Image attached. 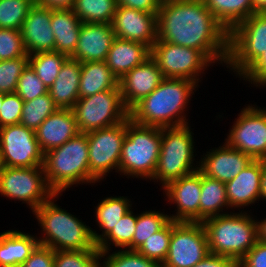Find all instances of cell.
<instances>
[{"mask_svg":"<svg viewBox=\"0 0 266 267\" xmlns=\"http://www.w3.org/2000/svg\"><path fill=\"white\" fill-rule=\"evenodd\" d=\"M157 41L199 50L212 63H227L229 32L203 0H162L157 13Z\"/></svg>","mask_w":266,"mask_h":267,"instance_id":"1","label":"cell"},{"mask_svg":"<svg viewBox=\"0 0 266 267\" xmlns=\"http://www.w3.org/2000/svg\"><path fill=\"white\" fill-rule=\"evenodd\" d=\"M196 84L184 78H164L153 92L129 110L130 119L140 125L160 128L187 125L184 109Z\"/></svg>","mask_w":266,"mask_h":267,"instance_id":"2","label":"cell"},{"mask_svg":"<svg viewBox=\"0 0 266 267\" xmlns=\"http://www.w3.org/2000/svg\"><path fill=\"white\" fill-rule=\"evenodd\" d=\"M210 253L238 263L258 240L257 221L249 214L222 213L202 222Z\"/></svg>","mask_w":266,"mask_h":267,"instance_id":"3","label":"cell"},{"mask_svg":"<svg viewBox=\"0 0 266 267\" xmlns=\"http://www.w3.org/2000/svg\"><path fill=\"white\" fill-rule=\"evenodd\" d=\"M58 195L52 196L33 212L46 236L38 239L39 244L54 251L97 249L92 228L54 204L53 199Z\"/></svg>","mask_w":266,"mask_h":267,"instance_id":"4","label":"cell"},{"mask_svg":"<svg viewBox=\"0 0 266 267\" xmlns=\"http://www.w3.org/2000/svg\"><path fill=\"white\" fill-rule=\"evenodd\" d=\"M44 173L55 194L74 184L89 183L87 133H79L62 146L44 154Z\"/></svg>","mask_w":266,"mask_h":267,"instance_id":"5","label":"cell"},{"mask_svg":"<svg viewBox=\"0 0 266 267\" xmlns=\"http://www.w3.org/2000/svg\"><path fill=\"white\" fill-rule=\"evenodd\" d=\"M161 149V128L126 123V137L123 142L119 171L132 177H152L155 173Z\"/></svg>","mask_w":266,"mask_h":267,"instance_id":"6","label":"cell"},{"mask_svg":"<svg viewBox=\"0 0 266 267\" xmlns=\"http://www.w3.org/2000/svg\"><path fill=\"white\" fill-rule=\"evenodd\" d=\"M188 124L161 128V149L153 180L164 187L170 181L189 175L199 167L192 166L194 141Z\"/></svg>","mask_w":266,"mask_h":267,"instance_id":"7","label":"cell"},{"mask_svg":"<svg viewBox=\"0 0 266 267\" xmlns=\"http://www.w3.org/2000/svg\"><path fill=\"white\" fill-rule=\"evenodd\" d=\"M72 110L80 133L111 127L129 117L120 87L79 98Z\"/></svg>","mask_w":266,"mask_h":267,"instance_id":"8","label":"cell"},{"mask_svg":"<svg viewBox=\"0 0 266 267\" xmlns=\"http://www.w3.org/2000/svg\"><path fill=\"white\" fill-rule=\"evenodd\" d=\"M266 51V12H255L229 32L226 65L240 76Z\"/></svg>","mask_w":266,"mask_h":267,"instance_id":"9","label":"cell"},{"mask_svg":"<svg viewBox=\"0 0 266 267\" xmlns=\"http://www.w3.org/2000/svg\"><path fill=\"white\" fill-rule=\"evenodd\" d=\"M87 132L89 156V183L104 179L111 169L119 171L120 156L126 137V123Z\"/></svg>","mask_w":266,"mask_h":267,"instance_id":"10","label":"cell"},{"mask_svg":"<svg viewBox=\"0 0 266 267\" xmlns=\"http://www.w3.org/2000/svg\"><path fill=\"white\" fill-rule=\"evenodd\" d=\"M0 194L24 201L34 212L55 195L48 186L43 166L4 167L0 172Z\"/></svg>","mask_w":266,"mask_h":267,"instance_id":"11","label":"cell"},{"mask_svg":"<svg viewBox=\"0 0 266 267\" xmlns=\"http://www.w3.org/2000/svg\"><path fill=\"white\" fill-rule=\"evenodd\" d=\"M209 253L202 222L171 220L169 251L161 267H194Z\"/></svg>","mask_w":266,"mask_h":267,"instance_id":"12","label":"cell"},{"mask_svg":"<svg viewBox=\"0 0 266 267\" xmlns=\"http://www.w3.org/2000/svg\"><path fill=\"white\" fill-rule=\"evenodd\" d=\"M151 57L164 78H184L197 83L202 71L212 63L199 50L166 41L155 42L151 48Z\"/></svg>","mask_w":266,"mask_h":267,"instance_id":"13","label":"cell"},{"mask_svg":"<svg viewBox=\"0 0 266 267\" xmlns=\"http://www.w3.org/2000/svg\"><path fill=\"white\" fill-rule=\"evenodd\" d=\"M238 116L226 143L254 160L266 161V109L250 105Z\"/></svg>","mask_w":266,"mask_h":267,"instance_id":"14","label":"cell"},{"mask_svg":"<svg viewBox=\"0 0 266 267\" xmlns=\"http://www.w3.org/2000/svg\"><path fill=\"white\" fill-rule=\"evenodd\" d=\"M0 148L6 167L29 168L43 166L41 151L35 131L21 124L0 128Z\"/></svg>","mask_w":266,"mask_h":267,"instance_id":"15","label":"cell"},{"mask_svg":"<svg viewBox=\"0 0 266 267\" xmlns=\"http://www.w3.org/2000/svg\"><path fill=\"white\" fill-rule=\"evenodd\" d=\"M111 24L117 38L140 42L150 49L157 41V13L117 6Z\"/></svg>","mask_w":266,"mask_h":267,"instance_id":"16","label":"cell"},{"mask_svg":"<svg viewBox=\"0 0 266 267\" xmlns=\"http://www.w3.org/2000/svg\"><path fill=\"white\" fill-rule=\"evenodd\" d=\"M166 197L177 204V212L170 215L176 222H199L201 171L170 181L163 187Z\"/></svg>","mask_w":266,"mask_h":267,"instance_id":"17","label":"cell"},{"mask_svg":"<svg viewBox=\"0 0 266 267\" xmlns=\"http://www.w3.org/2000/svg\"><path fill=\"white\" fill-rule=\"evenodd\" d=\"M164 79L156 61L150 56L119 80L122 101L130 110L141 99L153 92Z\"/></svg>","mask_w":266,"mask_h":267,"instance_id":"18","label":"cell"},{"mask_svg":"<svg viewBox=\"0 0 266 267\" xmlns=\"http://www.w3.org/2000/svg\"><path fill=\"white\" fill-rule=\"evenodd\" d=\"M115 38L112 24L82 22L78 42L70 58L81 63L106 61Z\"/></svg>","mask_w":266,"mask_h":267,"instance_id":"19","label":"cell"},{"mask_svg":"<svg viewBox=\"0 0 266 267\" xmlns=\"http://www.w3.org/2000/svg\"><path fill=\"white\" fill-rule=\"evenodd\" d=\"M254 159L238 149L230 147L226 142L216 150L207 152L198 166L206 176L227 183L234 179Z\"/></svg>","mask_w":266,"mask_h":267,"instance_id":"20","label":"cell"},{"mask_svg":"<svg viewBox=\"0 0 266 267\" xmlns=\"http://www.w3.org/2000/svg\"><path fill=\"white\" fill-rule=\"evenodd\" d=\"M21 34L28 55L55 51L51 9L34 4L24 19Z\"/></svg>","mask_w":266,"mask_h":267,"instance_id":"21","label":"cell"},{"mask_svg":"<svg viewBox=\"0 0 266 267\" xmlns=\"http://www.w3.org/2000/svg\"><path fill=\"white\" fill-rule=\"evenodd\" d=\"M79 133L72 109H58L35 130L36 139L44 154L55 147L62 146Z\"/></svg>","mask_w":266,"mask_h":267,"instance_id":"22","label":"cell"},{"mask_svg":"<svg viewBox=\"0 0 266 267\" xmlns=\"http://www.w3.org/2000/svg\"><path fill=\"white\" fill-rule=\"evenodd\" d=\"M264 160H253L234 179L227 182L226 193L231 209L249 206L260 199V181Z\"/></svg>","mask_w":266,"mask_h":267,"instance_id":"23","label":"cell"},{"mask_svg":"<svg viewBox=\"0 0 266 267\" xmlns=\"http://www.w3.org/2000/svg\"><path fill=\"white\" fill-rule=\"evenodd\" d=\"M151 56V49L143 43L115 38L106 58V64L120 80L134 67Z\"/></svg>","mask_w":266,"mask_h":267,"instance_id":"24","label":"cell"},{"mask_svg":"<svg viewBox=\"0 0 266 267\" xmlns=\"http://www.w3.org/2000/svg\"><path fill=\"white\" fill-rule=\"evenodd\" d=\"M80 74L81 62L69 57L48 89L50 97L59 109H72L78 101Z\"/></svg>","mask_w":266,"mask_h":267,"instance_id":"25","label":"cell"},{"mask_svg":"<svg viewBox=\"0 0 266 267\" xmlns=\"http://www.w3.org/2000/svg\"><path fill=\"white\" fill-rule=\"evenodd\" d=\"M39 244L38 238L17 230L0 233V267H19Z\"/></svg>","mask_w":266,"mask_h":267,"instance_id":"26","label":"cell"},{"mask_svg":"<svg viewBox=\"0 0 266 267\" xmlns=\"http://www.w3.org/2000/svg\"><path fill=\"white\" fill-rule=\"evenodd\" d=\"M82 22L73 9H51V29L55 37V51L71 56L76 48Z\"/></svg>","mask_w":266,"mask_h":267,"instance_id":"27","label":"cell"},{"mask_svg":"<svg viewBox=\"0 0 266 267\" xmlns=\"http://www.w3.org/2000/svg\"><path fill=\"white\" fill-rule=\"evenodd\" d=\"M119 87V80L105 61L81 63L79 98Z\"/></svg>","mask_w":266,"mask_h":267,"instance_id":"28","label":"cell"},{"mask_svg":"<svg viewBox=\"0 0 266 267\" xmlns=\"http://www.w3.org/2000/svg\"><path fill=\"white\" fill-rule=\"evenodd\" d=\"M203 2L228 32L254 13L252 0H203Z\"/></svg>","mask_w":266,"mask_h":267,"instance_id":"29","label":"cell"},{"mask_svg":"<svg viewBox=\"0 0 266 267\" xmlns=\"http://www.w3.org/2000/svg\"><path fill=\"white\" fill-rule=\"evenodd\" d=\"M223 207H229L225 183L212 179L201 172L199 222L221 215L219 212H223Z\"/></svg>","mask_w":266,"mask_h":267,"instance_id":"30","label":"cell"},{"mask_svg":"<svg viewBox=\"0 0 266 267\" xmlns=\"http://www.w3.org/2000/svg\"><path fill=\"white\" fill-rule=\"evenodd\" d=\"M131 201L127 197H107L102 200L96 207V222L100 229H103L102 234L92 230L93 240L97 245L118 223V221L131 208Z\"/></svg>","mask_w":266,"mask_h":267,"instance_id":"31","label":"cell"},{"mask_svg":"<svg viewBox=\"0 0 266 267\" xmlns=\"http://www.w3.org/2000/svg\"><path fill=\"white\" fill-rule=\"evenodd\" d=\"M117 0H75L73 11L81 22L111 24Z\"/></svg>","mask_w":266,"mask_h":267,"instance_id":"32","label":"cell"},{"mask_svg":"<svg viewBox=\"0 0 266 267\" xmlns=\"http://www.w3.org/2000/svg\"><path fill=\"white\" fill-rule=\"evenodd\" d=\"M68 58L69 56L66 54L56 51L41 52L29 55V65L46 88L49 89Z\"/></svg>","mask_w":266,"mask_h":267,"instance_id":"33","label":"cell"},{"mask_svg":"<svg viewBox=\"0 0 266 267\" xmlns=\"http://www.w3.org/2000/svg\"><path fill=\"white\" fill-rule=\"evenodd\" d=\"M136 223L137 215H134L131 210L127 211L115 227L97 244V249L100 252L110 251L111 247L109 246L112 243L115 247L132 250V239Z\"/></svg>","mask_w":266,"mask_h":267,"instance_id":"34","label":"cell"},{"mask_svg":"<svg viewBox=\"0 0 266 267\" xmlns=\"http://www.w3.org/2000/svg\"><path fill=\"white\" fill-rule=\"evenodd\" d=\"M59 107L54 103L49 93L24 102L20 124L35 131Z\"/></svg>","mask_w":266,"mask_h":267,"instance_id":"35","label":"cell"},{"mask_svg":"<svg viewBox=\"0 0 266 267\" xmlns=\"http://www.w3.org/2000/svg\"><path fill=\"white\" fill-rule=\"evenodd\" d=\"M171 221L169 215L159 211H145L137 215L135 233L132 239V251H136L147 238L163 229Z\"/></svg>","mask_w":266,"mask_h":267,"instance_id":"36","label":"cell"},{"mask_svg":"<svg viewBox=\"0 0 266 267\" xmlns=\"http://www.w3.org/2000/svg\"><path fill=\"white\" fill-rule=\"evenodd\" d=\"M34 0H0V28L21 30Z\"/></svg>","mask_w":266,"mask_h":267,"instance_id":"37","label":"cell"},{"mask_svg":"<svg viewBox=\"0 0 266 267\" xmlns=\"http://www.w3.org/2000/svg\"><path fill=\"white\" fill-rule=\"evenodd\" d=\"M99 259L98 249L54 251V267H101Z\"/></svg>","mask_w":266,"mask_h":267,"instance_id":"38","label":"cell"},{"mask_svg":"<svg viewBox=\"0 0 266 267\" xmlns=\"http://www.w3.org/2000/svg\"><path fill=\"white\" fill-rule=\"evenodd\" d=\"M170 240L171 221L163 229L152 234L150 238H147L136 251L162 265L169 251Z\"/></svg>","mask_w":266,"mask_h":267,"instance_id":"39","label":"cell"},{"mask_svg":"<svg viewBox=\"0 0 266 267\" xmlns=\"http://www.w3.org/2000/svg\"><path fill=\"white\" fill-rule=\"evenodd\" d=\"M105 256L107 258L104 259L101 267H161L158 262L132 250H119L112 254H109V251L100 252L101 258Z\"/></svg>","mask_w":266,"mask_h":267,"instance_id":"40","label":"cell"},{"mask_svg":"<svg viewBox=\"0 0 266 267\" xmlns=\"http://www.w3.org/2000/svg\"><path fill=\"white\" fill-rule=\"evenodd\" d=\"M29 64V55L0 61V93L15 92L18 79Z\"/></svg>","mask_w":266,"mask_h":267,"instance_id":"41","label":"cell"},{"mask_svg":"<svg viewBox=\"0 0 266 267\" xmlns=\"http://www.w3.org/2000/svg\"><path fill=\"white\" fill-rule=\"evenodd\" d=\"M15 92L26 102L47 94L48 89L28 64L18 79Z\"/></svg>","mask_w":266,"mask_h":267,"instance_id":"42","label":"cell"},{"mask_svg":"<svg viewBox=\"0 0 266 267\" xmlns=\"http://www.w3.org/2000/svg\"><path fill=\"white\" fill-rule=\"evenodd\" d=\"M28 55L21 30L0 28V61Z\"/></svg>","mask_w":266,"mask_h":267,"instance_id":"43","label":"cell"},{"mask_svg":"<svg viewBox=\"0 0 266 267\" xmlns=\"http://www.w3.org/2000/svg\"><path fill=\"white\" fill-rule=\"evenodd\" d=\"M24 101L16 92L3 94L0 111V128L20 124Z\"/></svg>","mask_w":266,"mask_h":267,"instance_id":"44","label":"cell"},{"mask_svg":"<svg viewBox=\"0 0 266 267\" xmlns=\"http://www.w3.org/2000/svg\"><path fill=\"white\" fill-rule=\"evenodd\" d=\"M19 267H54V250L49 246L38 244Z\"/></svg>","mask_w":266,"mask_h":267,"instance_id":"45","label":"cell"},{"mask_svg":"<svg viewBox=\"0 0 266 267\" xmlns=\"http://www.w3.org/2000/svg\"><path fill=\"white\" fill-rule=\"evenodd\" d=\"M243 80L253 81L256 86H266V51L262 53L241 75ZM258 84V85H257Z\"/></svg>","mask_w":266,"mask_h":267,"instance_id":"46","label":"cell"},{"mask_svg":"<svg viewBox=\"0 0 266 267\" xmlns=\"http://www.w3.org/2000/svg\"><path fill=\"white\" fill-rule=\"evenodd\" d=\"M237 267H266V243L259 240L237 263Z\"/></svg>","mask_w":266,"mask_h":267,"instance_id":"47","label":"cell"},{"mask_svg":"<svg viewBox=\"0 0 266 267\" xmlns=\"http://www.w3.org/2000/svg\"><path fill=\"white\" fill-rule=\"evenodd\" d=\"M162 0H117L118 6H125L147 13H158Z\"/></svg>","mask_w":266,"mask_h":267,"instance_id":"48","label":"cell"},{"mask_svg":"<svg viewBox=\"0 0 266 267\" xmlns=\"http://www.w3.org/2000/svg\"><path fill=\"white\" fill-rule=\"evenodd\" d=\"M194 267H237V263L232 258L209 253Z\"/></svg>","mask_w":266,"mask_h":267,"instance_id":"49","label":"cell"},{"mask_svg":"<svg viewBox=\"0 0 266 267\" xmlns=\"http://www.w3.org/2000/svg\"><path fill=\"white\" fill-rule=\"evenodd\" d=\"M34 3L52 10L73 9L75 0H34Z\"/></svg>","mask_w":266,"mask_h":267,"instance_id":"50","label":"cell"},{"mask_svg":"<svg viewBox=\"0 0 266 267\" xmlns=\"http://www.w3.org/2000/svg\"><path fill=\"white\" fill-rule=\"evenodd\" d=\"M258 240L266 243V218L257 222Z\"/></svg>","mask_w":266,"mask_h":267,"instance_id":"51","label":"cell"},{"mask_svg":"<svg viewBox=\"0 0 266 267\" xmlns=\"http://www.w3.org/2000/svg\"><path fill=\"white\" fill-rule=\"evenodd\" d=\"M260 198L266 199V161H264V167L262 169V174H261Z\"/></svg>","mask_w":266,"mask_h":267,"instance_id":"52","label":"cell"},{"mask_svg":"<svg viewBox=\"0 0 266 267\" xmlns=\"http://www.w3.org/2000/svg\"><path fill=\"white\" fill-rule=\"evenodd\" d=\"M255 12H266V0H252Z\"/></svg>","mask_w":266,"mask_h":267,"instance_id":"53","label":"cell"},{"mask_svg":"<svg viewBox=\"0 0 266 267\" xmlns=\"http://www.w3.org/2000/svg\"><path fill=\"white\" fill-rule=\"evenodd\" d=\"M4 167H5V165L3 162L2 152H1V148H0V172L3 170Z\"/></svg>","mask_w":266,"mask_h":267,"instance_id":"54","label":"cell"},{"mask_svg":"<svg viewBox=\"0 0 266 267\" xmlns=\"http://www.w3.org/2000/svg\"><path fill=\"white\" fill-rule=\"evenodd\" d=\"M2 102H3V93H0V111L2 107Z\"/></svg>","mask_w":266,"mask_h":267,"instance_id":"55","label":"cell"}]
</instances>
